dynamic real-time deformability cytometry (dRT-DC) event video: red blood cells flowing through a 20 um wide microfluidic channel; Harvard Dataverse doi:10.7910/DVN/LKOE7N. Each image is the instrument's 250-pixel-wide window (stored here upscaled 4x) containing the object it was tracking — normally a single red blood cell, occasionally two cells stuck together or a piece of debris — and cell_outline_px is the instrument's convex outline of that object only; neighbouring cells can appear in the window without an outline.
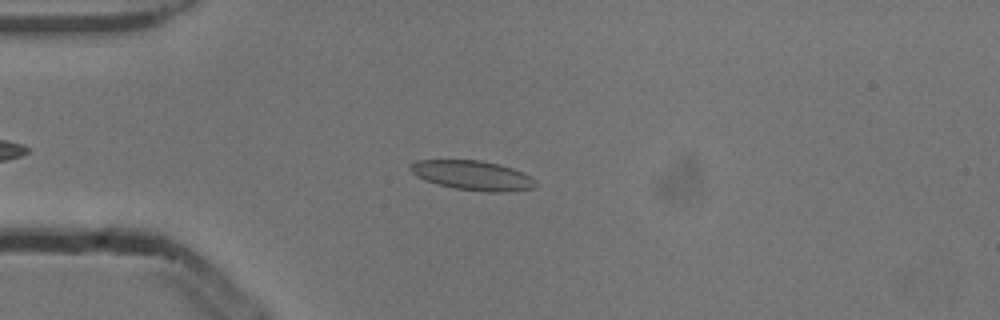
{"species": "common noctule bat (a hibernating species)", "species_latin": "Nyctalus noctula", "temperature_condition": "cold", "stored_images_in_passage": 39, "camera_frame_rate_fps": 3000, "um_per_image_px": 0.085, "animal": {"sex": "male", "body_mass_g": 13.3}, "frame": {"image": 1, "passage_image": 9, "time_ms": 2.667, "image_size_px": [1000, 320], "cell_outline_px": [[536, 184], [532, 188], [504, 192], [488, 192], [456, 188], [436, 184], [424, 180], [416, 176], [408, 168], [416, 160], [480, 160], [500, 164], [512, 168], [532, 176], [536, 180]], "centroid_in_image_um": [40.17, 14.9], "position_along_channel_um": 44.8, "area_um2": 21.56}}
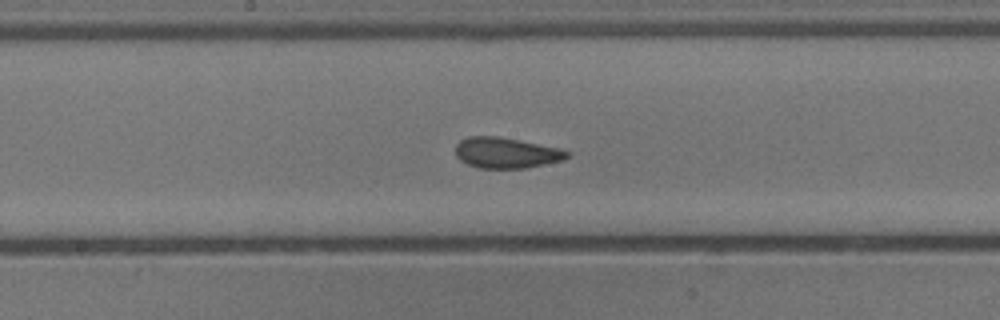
{"frame": {"image": 2, "passage_image": 23, "time_ms": 7.333, "image_size_px": [1000, 320], "cell_outline_px": [[568, 156], [564, 160], [524, 168], [480, 168], [468, 164], [460, 160], [456, 156], [456, 144], [460, 140], [468, 136], [500, 136], [560, 148], [568, 152]], "centroid_in_image_um": [43.0, 12.98], "position_along_channel_um": 205.2, "area_um2": 19.94}}
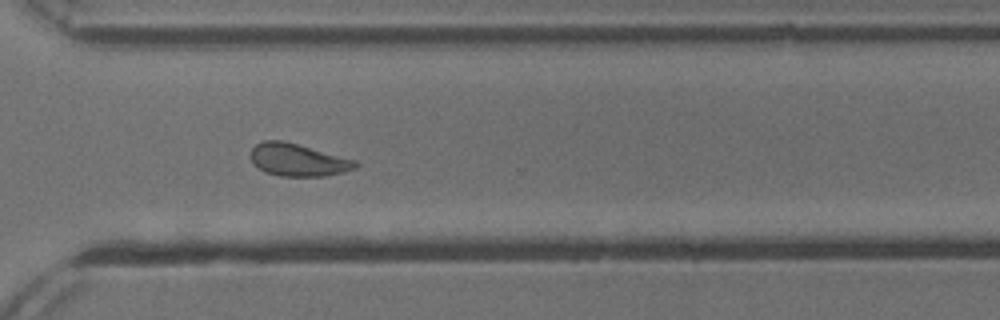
{"frame": {"image": 3, "passage_image": 34, "time_ms": 11.0, "image_size_px": [1000, 320], "cell_outline_px": [[360, 164], [356, 168], [344, 172], [324, 176], [280, 176], [264, 172], [252, 164], [252, 148], [256, 144], [264, 140], [280, 140], [296, 144], [356, 160]], "centroid_in_image_um": [25.33, 13.61], "position_along_channel_um": 345.3, "area_um2": 19.71}, "authors_computed_cell_mechanics": {"area_um2": 20.1144, "velocity_mm_per_s": 3.8399, "shape_relaxation_time_tau1_ms": 4.4363, "shape_relaxation_time_tau2_ms": 1.1565, "deformation_change_tau1": 0.0983, "deformation_change_tau2": 0.0686}}